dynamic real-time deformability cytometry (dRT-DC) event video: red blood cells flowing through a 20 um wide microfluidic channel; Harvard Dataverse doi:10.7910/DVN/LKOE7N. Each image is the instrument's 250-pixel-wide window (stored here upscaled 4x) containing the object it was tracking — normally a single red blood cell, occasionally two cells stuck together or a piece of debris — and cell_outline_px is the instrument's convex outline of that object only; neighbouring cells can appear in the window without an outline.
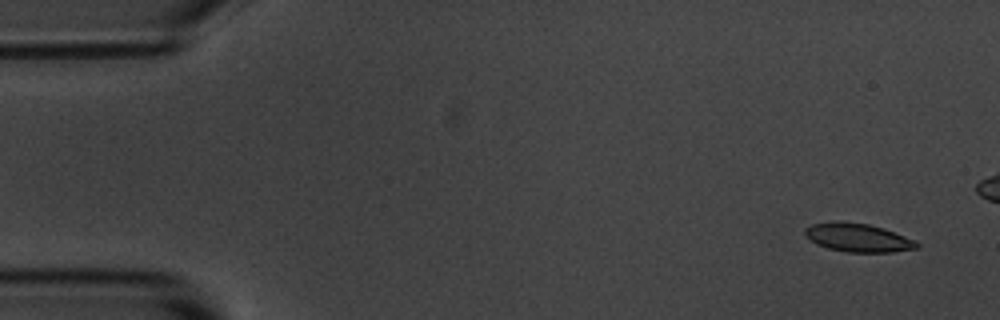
{"species": "common noctule bat (a hibernating species)", "species_latin": "Nyctalus noctula", "temperature_condition": "room temperature", "stored_images_in_passage": 6, "camera_frame_rate_fps": 3000, "um_per_image_px": 0.085, "animal": {"sex": "male", "body_mass_g": 20.1, "forearm_length_mm": 53.5}, "frame": {"image": 1, "passage_image": 1, "time_ms": 0.0, "image_size_px": [1000, 320], "cell_outline_px": [[920, 248], [892, 252], [848, 252], [828, 248], [816, 244], [804, 236], [804, 228], [812, 224], [836, 220], [840, 220], [868, 224], [884, 228], [916, 240], [920, 244]], "centroid_in_image_um": [72.92, 20.19], "position_along_channel_um": 12.1, "area_um2": 18.9}}